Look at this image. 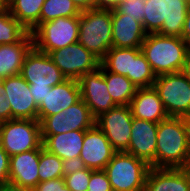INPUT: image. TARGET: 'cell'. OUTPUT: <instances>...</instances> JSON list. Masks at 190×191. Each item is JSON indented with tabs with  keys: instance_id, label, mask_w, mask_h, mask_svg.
Masks as SVG:
<instances>
[{
	"instance_id": "4dcf8cb0",
	"label": "cell",
	"mask_w": 190,
	"mask_h": 191,
	"mask_svg": "<svg viewBox=\"0 0 190 191\" xmlns=\"http://www.w3.org/2000/svg\"><path fill=\"white\" fill-rule=\"evenodd\" d=\"M144 7L143 29L157 33L161 29V0H146Z\"/></svg>"
},
{
	"instance_id": "4316f807",
	"label": "cell",
	"mask_w": 190,
	"mask_h": 191,
	"mask_svg": "<svg viewBox=\"0 0 190 191\" xmlns=\"http://www.w3.org/2000/svg\"><path fill=\"white\" fill-rule=\"evenodd\" d=\"M80 14L81 11L72 0H45L40 12V23L59 17H79Z\"/></svg>"
},
{
	"instance_id": "603a6c76",
	"label": "cell",
	"mask_w": 190,
	"mask_h": 191,
	"mask_svg": "<svg viewBox=\"0 0 190 191\" xmlns=\"http://www.w3.org/2000/svg\"><path fill=\"white\" fill-rule=\"evenodd\" d=\"M141 52V48L112 47L100 61L107 71L126 76L132 82L133 60Z\"/></svg>"
},
{
	"instance_id": "3957f363",
	"label": "cell",
	"mask_w": 190,
	"mask_h": 191,
	"mask_svg": "<svg viewBox=\"0 0 190 191\" xmlns=\"http://www.w3.org/2000/svg\"><path fill=\"white\" fill-rule=\"evenodd\" d=\"M78 42L101 61L112 48L111 10L92 8L82 11Z\"/></svg>"
},
{
	"instance_id": "836d02e7",
	"label": "cell",
	"mask_w": 190,
	"mask_h": 191,
	"mask_svg": "<svg viewBox=\"0 0 190 191\" xmlns=\"http://www.w3.org/2000/svg\"><path fill=\"white\" fill-rule=\"evenodd\" d=\"M146 0H121L116 10L126 16L134 17L143 26L144 7Z\"/></svg>"
},
{
	"instance_id": "f35d334b",
	"label": "cell",
	"mask_w": 190,
	"mask_h": 191,
	"mask_svg": "<svg viewBox=\"0 0 190 191\" xmlns=\"http://www.w3.org/2000/svg\"><path fill=\"white\" fill-rule=\"evenodd\" d=\"M11 119V106L4 94L3 82L0 80V123Z\"/></svg>"
},
{
	"instance_id": "f6af8a7d",
	"label": "cell",
	"mask_w": 190,
	"mask_h": 191,
	"mask_svg": "<svg viewBox=\"0 0 190 191\" xmlns=\"http://www.w3.org/2000/svg\"><path fill=\"white\" fill-rule=\"evenodd\" d=\"M182 73L186 76L187 80L190 83V50L188 51Z\"/></svg>"
},
{
	"instance_id": "d6986e66",
	"label": "cell",
	"mask_w": 190,
	"mask_h": 191,
	"mask_svg": "<svg viewBox=\"0 0 190 191\" xmlns=\"http://www.w3.org/2000/svg\"><path fill=\"white\" fill-rule=\"evenodd\" d=\"M190 176L181 168L151 167L144 191H189Z\"/></svg>"
},
{
	"instance_id": "8d00e7d4",
	"label": "cell",
	"mask_w": 190,
	"mask_h": 191,
	"mask_svg": "<svg viewBox=\"0 0 190 191\" xmlns=\"http://www.w3.org/2000/svg\"><path fill=\"white\" fill-rule=\"evenodd\" d=\"M10 156L0 145V186L9 184Z\"/></svg>"
},
{
	"instance_id": "7a4b0ae2",
	"label": "cell",
	"mask_w": 190,
	"mask_h": 191,
	"mask_svg": "<svg viewBox=\"0 0 190 191\" xmlns=\"http://www.w3.org/2000/svg\"><path fill=\"white\" fill-rule=\"evenodd\" d=\"M188 149L181 117H168L158 123L155 168H182Z\"/></svg>"
},
{
	"instance_id": "74e56055",
	"label": "cell",
	"mask_w": 190,
	"mask_h": 191,
	"mask_svg": "<svg viewBox=\"0 0 190 191\" xmlns=\"http://www.w3.org/2000/svg\"><path fill=\"white\" fill-rule=\"evenodd\" d=\"M87 168L84 161L80 157H74L71 159L63 160L62 171L63 175L73 174L77 170Z\"/></svg>"
},
{
	"instance_id": "bcb514c9",
	"label": "cell",
	"mask_w": 190,
	"mask_h": 191,
	"mask_svg": "<svg viewBox=\"0 0 190 191\" xmlns=\"http://www.w3.org/2000/svg\"><path fill=\"white\" fill-rule=\"evenodd\" d=\"M181 169L190 176V148L188 149L185 164Z\"/></svg>"
},
{
	"instance_id": "e0dca14e",
	"label": "cell",
	"mask_w": 190,
	"mask_h": 191,
	"mask_svg": "<svg viewBox=\"0 0 190 191\" xmlns=\"http://www.w3.org/2000/svg\"><path fill=\"white\" fill-rule=\"evenodd\" d=\"M112 14V47L141 48L146 32L134 17L119 13L116 9Z\"/></svg>"
},
{
	"instance_id": "5bb4252c",
	"label": "cell",
	"mask_w": 190,
	"mask_h": 191,
	"mask_svg": "<svg viewBox=\"0 0 190 191\" xmlns=\"http://www.w3.org/2000/svg\"><path fill=\"white\" fill-rule=\"evenodd\" d=\"M158 123L133 117L129 147L125 151L155 168Z\"/></svg>"
},
{
	"instance_id": "7402d4cb",
	"label": "cell",
	"mask_w": 190,
	"mask_h": 191,
	"mask_svg": "<svg viewBox=\"0 0 190 191\" xmlns=\"http://www.w3.org/2000/svg\"><path fill=\"white\" fill-rule=\"evenodd\" d=\"M189 6L181 0H161V35L181 37Z\"/></svg>"
},
{
	"instance_id": "7c38bea8",
	"label": "cell",
	"mask_w": 190,
	"mask_h": 191,
	"mask_svg": "<svg viewBox=\"0 0 190 191\" xmlns=\"http://www.w3.org/2000/svg\"><path fill=\"white\" fill-rule=\"evenodd\" d=\"M2 82L6 100L11 106V119L38 120V106L25 79L17 74L2 79Z\"/></svg>"
},
{
	"instance_id": "8992f818",
	"label": "cell",
	"mask_w": 190,
	"mask_h": 191,
	"mask_svg": "<svg viewBox=\"0 0 190 191\" xmlns=\"http://www.w3.org/2000/svg\"><path fill=\"white\" fill-rule=\"evenodd\" d=\"M0 145L10 157L40 149L43 146L40 122L30 119H10L0 123Z\"/></svg>"
},
{
	"instance_id": "cb8c5ba5",
	"label": "cell",
	"mask_w": 190,
	"mask_h": 191,
	"mask_svg": "<svg viewBox=\"0 0 190 191\" xmlns=\"http://www.w3.org/2000/svg\"><path fill=\"white\" fill-rule=\"evenodd\" d=\"M44 2L45 0H8V10L28 32H32L40 23V12Z\"/></svg>"
},
{
	"instance_id": "d6a6232c",
	"label": "cell",
	"mask_w": 190,
	"mask_h": 191,
	"mask_svg": "<svg viewBox=\"0 0 190 191\" xmlns=\"http://www.w3.org/2000/svg\"><path fill=\"white\" fill-rule=\"evenodd\" d=\"M91 169L77 170L73 174L65 175L64 181L70 191H87L90 180Z\"/></svg>"
},
{
	"instance_id": "277c9868",
	"label": "cell",
	"mask_w": 190,
	"mask_h": 191,
	"mask_svg": "<svg viewBox=\"0 0 190 191\" xmlns=\"http://www.w3.org/2000/svg\"><path fill=\"white\" fill-rule=\"evenodd\" d=\"M151 166L125 151L116 152L103 169L113 191H144Z\"/></svg>"
},
{
	"instance_id": "f1b7e54d",
	"label": "cell",
	"mask_w": 190,
	"mask_h": 191,
	"mask_svg": "<svg viewBox=\"0 0 190 191\" xmlns=\"http://www.w3.org/2000/svg\"><path fill=\"white\" fill-rule=\"evenodd\" d=\"M62 164V159L57 155L51 154L42 146L40 148V160L38 165L39 182L64 177Z\"/></svg>"
},
{
	"instance_id": "ab89813d",
	"label": "cell",
	"mask_w": 190,
	"mask_h": 191,
	"mask_svg": "<svg viewBox=\"0 0 190 191\" xmlns=\"http://www.w3.org/2000/svg\"><path fill=\"white\" fill-rule=\"evenodd\" d=\"M34 102L37 106H39L48 92L51 91V87H29Z\"/></svg>"
},
{
	"instance_id": "7bdbcfd3",
	"label": "cell",
	"mask_w": 190,
	"mask_h": 191,
	"mask_svg": "<svg viewBox=\"0 0 190 191\" xmlns=\"http://www.w3.org/2000/svg\"><path fill=\"white\" fill-rule=\"evenodd\" d=\"M72 2L81 12L92 8L96 9V0H72Z\"/></svg>"
},
{
	"instance_id": "4fadbf2b",
	"label": "cell",
	"mask_w": 190,
	"mask_h": 191,
	"mask_svg": "<svg viewBox=\"0 0 190 191\" xmlns=\"http://www.w3.org/2000/svg\"><path fill=\"white\" fill-rule=\"evenodd\" d=\"M116 152L96 124L86 130L80 158L88 169L103 170Z\"/></svg>"
},
{
	"instance_id": "8fae6325",
	"label": "cell",
	"mask_w": 190,
	"mask_h": 191,
	"mask_svg": "<svg viewBox=\"0 0 190 191\" xmlns=\"http://www.w3.org/2000/svg\"><path fill=\"white\" fill-rule=\"evenodd\" d=\"M78 83L81 99L89 107L95 119L117 106L108 92L101 65L97 69L84 74L78 80Z\"/></svg>"
},
{
	"instance_id": "1f68e13d",
	"label": "cell",
	"mask_w": 190,
	"mask_h": 191,
	"mask_svg": "<svg viewBox=\"0 0 190 191\" xmlns=\"http://www.w3.org/2000/svg\"><path fill=\"white\" fill-rule=\"evenodd\" d=\"M66 113L59 112L55 115L47 116L41 124V135H56L68 132V122Z\"/></svg>"
},
{
	"instance_id": "9c48e42d",
	"label": "cell",
	"mask_w": 190,
	"mask_h": 191,
	"mask_svg": "<svg viewBox=\"0 0 190 191\" xmlns=\"http://www.w3.org/2000/svg\"><path fill=\"white\" fill-rule=\"evenodd\" d=\"M133 116L129 105H117L96 118L95 124L105 134L111 146L117 151L129 147Z\"/></svg>"
},
{
	"instance_id": "e575fe53",
	"label": "cell",
	"mask_w": 190,
	"mask_h": 191,
	"mask_svg": "<svg viewBox=\"0 0 190 191\" xmlns=\"http://www.w3.org/2000/svg\"><path fill=\"white\" fill-rule=\"evenodd\" d=\"M87 191H113L104 170H92Z\"/></svg>"
},
{
	"instance_id": "ee69618b",
	"label": "cell",
	"mask_w": 190,
	"mask_h": 191,
	"mask_svg": "<svg viewBox=\"0 0 190 191\" xmlns=\"http://www.w3.org/2000/svg\"><path fill=\"white\" fill-rule=\"evenodd\" d=\"M181 120L185 129L187 145L190 148V114L181 116Z\"/></svg>"
},
{
	"instance_id": "2e32d148",
	"label": "cell",
	"mask_w": 190,
	"mask_h": 191,
	"mask_svg": "<svg viewBox=\"0 0 190 191\" xmlns=\"http://www.w3.org/2000/svg\"><path fill=\"white\" fill-rule=\"evenodd\" d=\"M81 99L78 80L66 79L51 88L43 102L38 106V121L41 123L47 116L66 110Z\"/></svg>"
},
{
	"instance_id": "d590c367",
	"label": "cell",
	"mask_w": 190,
	"mask_h": 191,
	"mask_svg": "<svg viewBox=\"0 0 190 191\" xmlns=\"http://www.w3.org/2000/svg\"><path fill=\"white\" fill-rule=\"evenodd\" d=\"M31 191H70L64 181V177L39 182Z\"/></svg>"
},
{
	"instance_id": "52a82bcc",
	"label": "cell",
	"mask_w": 190,
	"mask_h": 191,
	"mask_svg": "<svg viewBox=\"0 0 190 191\" xmlns=\"http://www.w3.org/2000/svg\"><path fill=\"white\" fill-rule=\"evenodd\" d=\"M153 87L169 117L190 114V83L182 72L156 76Z\"/></svg>"
},
{
	"instance_id": "83f0119b",
	"label": "cell",
	"mask_w": 190,
	"mask_h": 191,
	"mask_svg": "<svg viewBox=\"0 0 190 191\" xmlns=\"http://www.w3.org/2000/svg\"><path fill=\"white\" fill-rule=\"evenodd\" d=\"M28 30L18 22L9 10L0 11V45L19 42Z\"/></svg>"
},
{
	"instance_id": "44dd1931",
	"label": "cell",
	"mask_w": 190,
	"mask_h": 191,
	"mask_svg": "<svg viewBox=\"0 0 190 191\" xmlns=\"http://www.w3.org/2000/svg\"><path fill=\"white\" fill-rule=\"evenodd\" d=\"M86 130H73L56 135H41L43 147L62 160L80 157Z\"/></svg>"
},
{
	"instance_id": "5b68a950",
	"label": "cell",
	"mask_w": 190,
	"mask_h": 191,
	"mask_svg": "<svg viewBox=\"0 0 190 191\" xmlns=\"http://www.w3.org/2000/svg\"><path fill=\"white\" fill-rule=\"evenodd\" d=\"M34 47L43 53L78 42L79 17H59L39 23L31 32Z\"/></svg>"
},
{
	"instance_id": "ac0fdd59",
	"label": "cell",
	"mask_w": 190,
	"mask_h": 191,
	"mask_svg": "<svg viewBox=\"0 0 190 191\" xmlns=\"http://www.w3.org/2000/svg\"><path fill=\"white\" fill-rule=\"evenodd\" d=\"M129 107L132 116L137 119L159 123L169 117L153 86L138 88L135 96L130 101Z\"/></svg>"
},
{
	"instance_id": "60d3db41",
	"label": "cell",
	"mask_w": 190,
	"mask_h": 191,
	"mask_svg": "<svg viewBox=\"0 0 190 191\" xmlns=\"http://www.w3.org/2000/svg\"><path fill=\"white\" fill-rule=\"evenodd\" d=\"M181 38L187 44L188 49L190 50V7L186 14Z\"/></svg>"
},
{
	"instance_id": "9a60e30c",
	"label": "cell",
	"mask_w": 190,
	"mask_h": 191,
	"mask_svg": "<svg viewBox=\"0 0 190 191\" xmlns=\"http://www.w3.org/2000/svg\"><path fill=\"white\" fill-rule=\"evenodd\" d=\"M40 149H33L10 157L9 184L31 191L39 183Z\"/></svg>"
},
{
	"instance_id": "681fc988",
	"label": "cell",
	"mask_w": 190,
	"mask_h": 191,
	"mask_svg": "<svg viewBox=\"0 0 190 191\" xmlns=\"http://www.w3.org/2000/svg\"><path fill=\"white\" fill-rule=\"evenodd\" d=\"M181 1H183L186 5L190 7V0H181Z\"/></svg>"
},
{
	"instance_id": "7dc6e473",
	"label": "cell",
	"mask_w": 190,
	"mask_h": 191,
	"mask_svg": "<svg viewBox=\"0 0 190 191\" xmlns=\"http://www.w3.org/2000/svg\"><path fill=\"white\" fill-rule=\"evenodd\" d=\"M0 191H24V190H21L12 184H6L0 186Z\"/></svg>"
},
{
	"instance_id": "484cf974",
	"label": "cell",
	"mask_w": 190,
	"mask_h": 191,
	"mask_svg": "<svg viewBox=\"0 0 190 191\" xmlns=\"http://www.w3.org/2000/svg\"><path fill=\"white\" fill-rule=\"evenodd\" d=\"M62 112L66 113L68 132L73 130H88L95 125V118L92 116L89 107L80 99Z\"/></svg>"
},
{
	"instance_id": "f546056e",
	"label": "cell",
	"mask_w": 190,
	"mask_h": 191,
	"mask_svg": "<svg viewBox=\"0 0 190 191\" xmlns=\"http://www.w3.org/2000/svg\"><path fill=\"white\" fill-rule=\"evenodd\" d=\"M156 80V75L153 73L150 64L146 60L142 51L133 60L132 67V83L136 88L152 87Z\"/></svg>"
},
{
	"instance_id": "b9f144b4",
	"label": "cell",
	"mask_w": 190,
	"mask_h": 191,
	"mask_svg": "<svg viewBox=\"0 0 190 191\" xmlns=\"http://www.w3.org/2000/svg\"><path fill=\"white\" fill-rule=\"evenodd\" d=\"M121 0H96V9L114 10Z\"/></svg>"
},
{
	"instance_id": "6da1fadb",
	"label": "cell",
	"mask_w": 190,
	"mask_h": 191,
	"mask_svg": "<svg viewBox=\"0 0 190 191\" xmlns=\"http://www.w3.org/2000/svg\"><path fill=\"white\" fill-rule=\"evenodd\" d=\"M141 51L156 76L182 72L188 46L181 37L148 33L141 45Z\"/></svg>"
},
{
	"instance_id": "ffe728a7",
	"label": "cell",
	"mask_w": 190,
	"mask_h": 191,
	"mask_svg": "<svg viewBox=\"0 0 190 191\" xmlns=\"http://www.w3.org/2000/svg\"><path fill=\"white\" fill-rule=\"evenodd\" d=\"M34 47L31 32L19 42L0 45V80L20 74L26 55Z\"/></svg>"
},
{
	"instance_id": "ba28073f",
	"label": "cell",
	"mask_w": 190,
	"mask_h": 191,
	"mask_svg": "<svg viewBox=\"0 0 190 191\" xmlns=\"http://www.w3.org/2000/svg\"><path fill=\"white\" fill-rule=\"evenodd\" d=\"M48 55L66 79L79 80L100 66V60L79 42L50 51Z\"/></svg>"
},
{
	"instance_id": "d4e9b609",
	"label": "cell",
	"mask_w": 190,
	"mask_h": 191,
	"mask_svg": "<svg viewBox=\"0 0 190 191\" xmlns=\"http://www.w3.org/2000/svg\"><path fill=\"white\" fill-rule=\"evenodd\" d=\"M108 92L117 105H129L137 91L136 86L126 77L109 72L102 67Z\"/></svg>"
},
{
	"instance_id": "30bf717a",
	"label": "cell",
	"mask_w": 190,
	"mask_h": 191,
	"mask_svg": "<svg viewBox=\"0 0 190 191\" xmlns=\"http://www.w3.org/2000/svg\"><path fill=\"white\" fill-rule=\"evenodd\" d=\"M20 75L29 87H53L66 80L47 53L33 47L26 55Z\"/></svg>"
},
{
	"instance_id": "c3c4849f",
	"label": "cell",
	"mask_w": 190,
	"mask_h": 191,
	"mask_svg": "<svg viewBox=\"0 0 190 191\" xmlns=\"http://www.w3.org/2000/svg\"><path fill=\"white\" fill-rule=\"evenodd\" d=\"M8 10V0H0V11Z\"/></svg>"
}]
</instances>
